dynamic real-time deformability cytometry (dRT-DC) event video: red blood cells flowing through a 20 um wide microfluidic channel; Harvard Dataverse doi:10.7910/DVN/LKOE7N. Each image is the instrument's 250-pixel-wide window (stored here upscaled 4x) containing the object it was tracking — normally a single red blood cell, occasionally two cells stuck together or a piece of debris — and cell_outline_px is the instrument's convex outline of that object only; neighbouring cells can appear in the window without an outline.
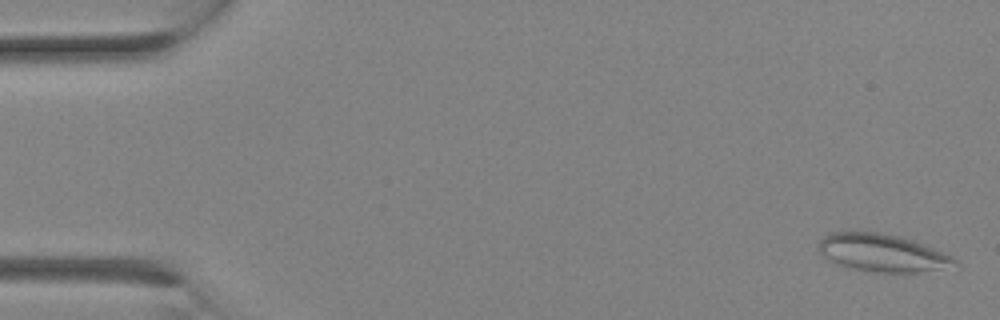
{"species": "Egyptian fruit bat (a non-hibernating species)", "species_latin": "Rousettus aegyptiacus", "temperature_condition": "room temperature", "stored_images_in_passage": 26, "camera_frame_rate_fps": 3000, "um_per_image_px": 0.085, "animal": {"sex": "female"}, "frame": {"image": 1, "passage_image": 1, "time_ms": 0.0, "image_size_px": [1000, 320], "cell_outline_px": [[960, 268], [916, 272], [880, 272], [852, 268], [836, 264], [828, 260], [820, 252], [820, 240], [828, 232], [880, 232], [900, 236], [912, 240], [952, 256], [960, 260]], "centroid_in_image_um": [75.09, 21.51], "position_along_channel_um": 9.9, "area_um2": 30.06}}
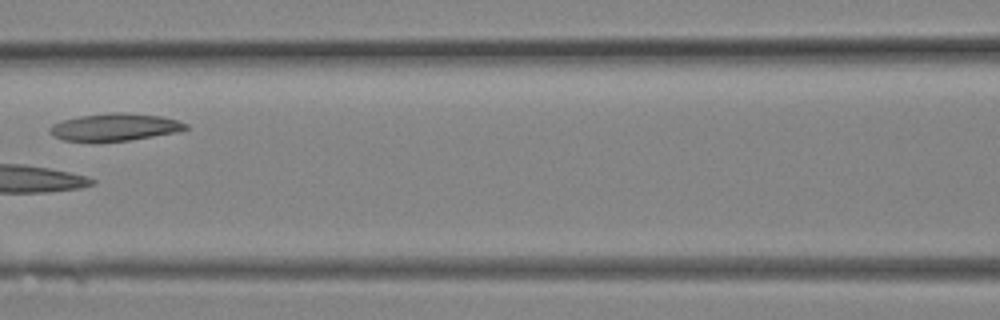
{"frame": {"image": 2, "passage_image": 12, "time_ms": 3.667, "image_size_px": [1000, 320], "cell_outline_px": [[188, 128], [176, 132], [128, 140], [64, 140], [48, 132], [48, 128], [52, 124], [64, 120], [80, 116], [112, 112], [124, 112], [160, 116], [176, 120], [188, 124]], "centroid_in_image_um": [9.76, 10.78], "position_along_channel_um": 156.8, "area_um2": 21.1}}